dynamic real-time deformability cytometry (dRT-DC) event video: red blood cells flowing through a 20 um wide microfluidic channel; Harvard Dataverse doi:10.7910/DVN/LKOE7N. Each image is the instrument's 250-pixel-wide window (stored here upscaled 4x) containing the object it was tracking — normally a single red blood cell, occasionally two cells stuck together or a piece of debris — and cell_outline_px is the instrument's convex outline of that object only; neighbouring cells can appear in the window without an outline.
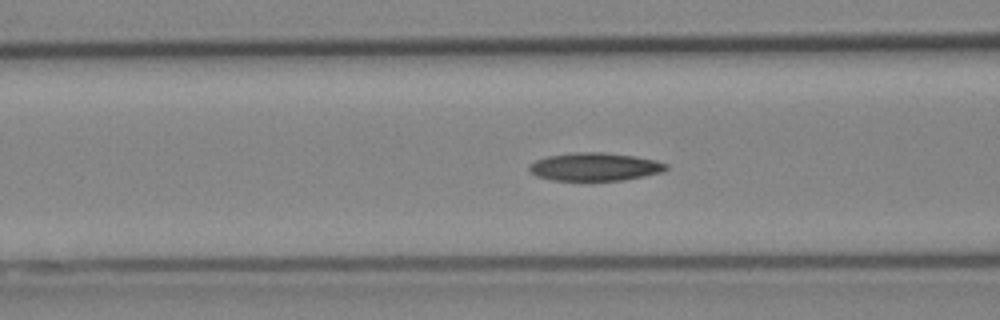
{"species": "Egyptian fruit bat (a non-hibernating species)", "species_latin": "Rousettus aegyptiacus", "temperature_condition": "cold", "stored_images_in_passage": 32, "camera_frame_rate_fps": 3000, "um_per_image_px": 0.085, "animal": {"sex": "female"}, "frame": {"image": 1, "passage_image": 5, "time_ms": 1.333, "image_size_px": [1000, 320], "cell_outline_px": [[668, 168], [664, 172], [624, 180], [552, 180], [536, 176], [528, 168], [528, 164], [536, 160], [548, 156], [576, 152], [604, 152], [632, 156], [656, 160], [668, 164]], "centroid_in_image_um": [50.57, 14.17], "position_along_channel_um": 116.0, "area_um2": 22.37}}
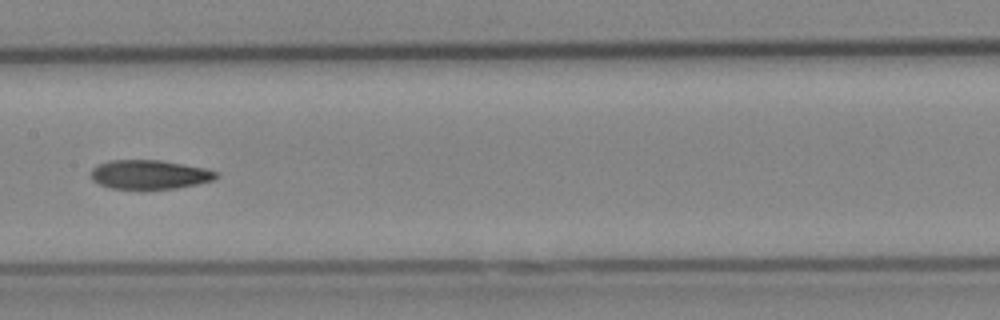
{"frame": {"image": 2, "passage_image": 11, "time_ms": 3.333, "image_size_px": [1000, 320], "cell_outline_px": [[220, 176], [212, 180], [196, 184], [176, 188], [108, 188], [92, 180], [92, 168], [96, 164], [108, 160], [160, 160], [204, 168], [216, 172]], "centroid_in_image_um": [12.67, 14.82], "position_along_channel_um": 194.7, "area_um2": 20.98}}
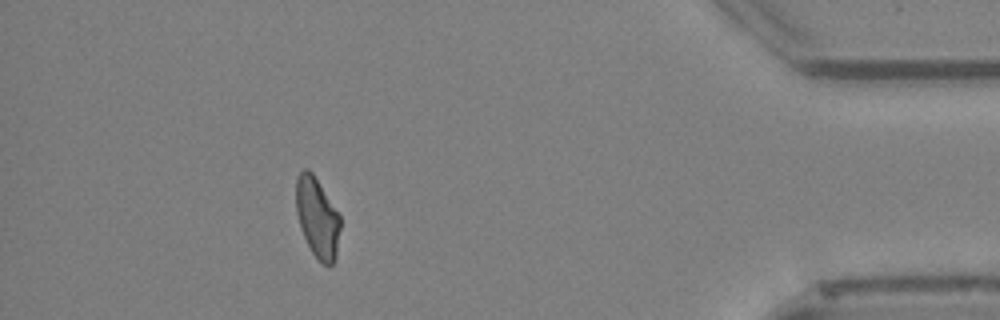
{"frame": {"image": 3, "passage_image": 31, "time_ms": 10.0, "image_size_px": [1000, 320], "cell_outline_px": [[340, 228], [336, 256], [332, 264], [328, 268], [312, 252], [304, 236], [296, 212], [296, 176], [304, 168], [308, 168], [312, 172], [340, 216]], "centroid_in_image_um": [26.96, 18.48], "position_along_channel_um": 408.2, "area_um2": 20.35}}